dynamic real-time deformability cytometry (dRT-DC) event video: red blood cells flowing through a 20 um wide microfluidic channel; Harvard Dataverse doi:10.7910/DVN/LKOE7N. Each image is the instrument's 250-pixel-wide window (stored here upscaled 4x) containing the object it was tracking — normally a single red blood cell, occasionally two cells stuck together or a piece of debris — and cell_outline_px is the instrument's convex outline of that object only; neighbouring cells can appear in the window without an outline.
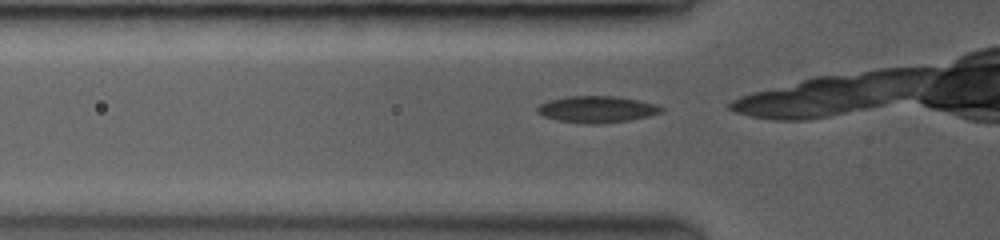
{"species": "common noctule bat (a hibernating species)", "species_latin": "Nyctalus noctula", "temperature_condition": "room temperature", "stored_images_in_passage": 14, "camera_frame_rate_fps": 3500, "um_per_image_px": 0.085, "animal": {"sex": "female", "body_mass_g": 19.0, "forearm_length_mm": 53.3}, "frame": {"image": 1, "passage_image": 7, "time_ms": 2.286, "image_size_px": [1000, 240], "cell_outline_px": [[664, 112], [648, 116], [628, 120], [600, 124], [588, 124], [556, 120], [544, 116], [536, 112], [536, 108], [540, 104], [552, 100], [572, 96], [612, 96], [636, 100], [656, 104], [664, 108]], "centroid_in_image_um": [50.74, 9.3], "position_along_channel_um": 75.1, "area_um2": 19.02}}